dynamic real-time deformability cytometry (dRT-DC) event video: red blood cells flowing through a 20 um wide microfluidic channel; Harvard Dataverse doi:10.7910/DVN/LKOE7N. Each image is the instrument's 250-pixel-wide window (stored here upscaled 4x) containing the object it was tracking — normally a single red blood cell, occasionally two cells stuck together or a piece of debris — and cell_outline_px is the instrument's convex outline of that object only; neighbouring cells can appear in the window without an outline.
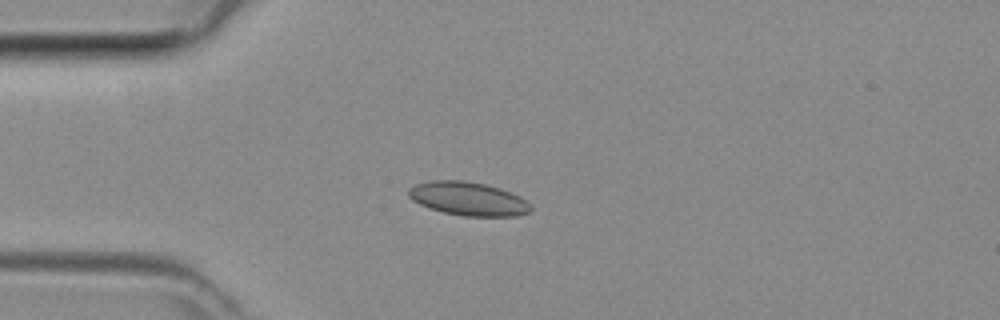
{"species": "common noctule bat (a hibernating species)", "species_latin": "Nyctalus noctula", "temperature_condition": "room temperature", "stored_images_in_passage": 34, "camera_frame_rate_fps": 3000, "um_per_image_px": 0.085, "animal": {"sex": "female", "body_mass_g": 29.2, "forearm_length_mm": 56.3}, "frame": {"image": 1, "passage_image": 1, "time_ms": 0.0, "image_size_px": [1000, 320], "cell_outline_px": [[532, 212], [516, 216], [464, 216], [444, 212], [428, 208], [412, 200], [408, 196], [408, 188], [416, 184], [432, 180], [464, 180], [484, 184], [500, 188], [520, 196], [532, 208]], "centroid_in_image_um": [39.78, 16.89], "position_along_channel_um": 45.2, "area_um2": 23.93}}
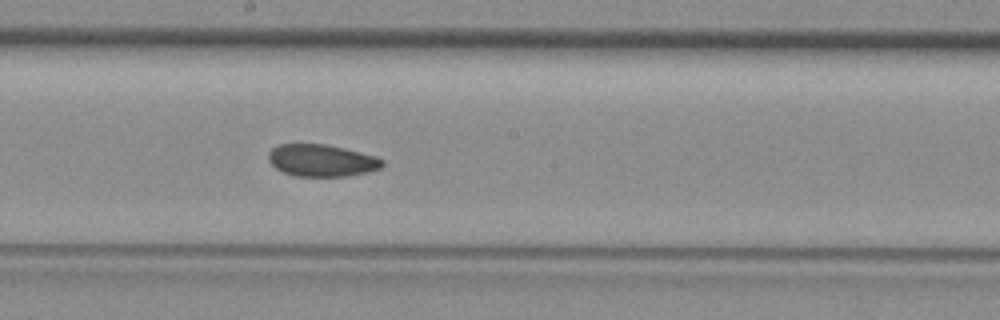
{"frame": {"image": 2, "passage_image": 14, "time_ms": 4.333, "image_size_px": [1000, 320], "cell_outline_px": [[384, 164], [380, 168], [368, 172], [348, 176], [296, 176], [284, 172], [276, 168], [268, 160], [268, 152], [272, 148], [280, 144], [324, 144], [344, 148], [376, 156], [384, 160]], "centroid_in_image_um": [27.35, 13.64], "position_along_channel_um": 220.9, "area_um2": 21.27}}
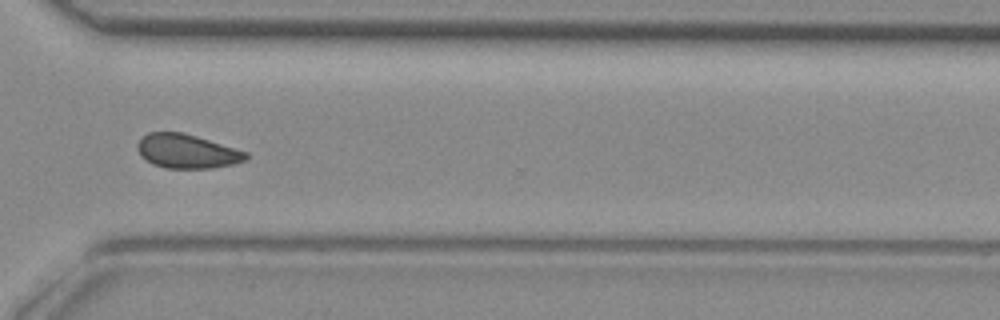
{"frame": {"image": 3, "passage_image": 23, "time_ms": 7.333, "image_size_px": [1000, 320], "cell_outline_px": [[248, 156], [244, 160], [232, 164], [212, 168], [168, 168], [152, 164], [144, 160], [140, 156], [136, 148], [136, 144], [148, 132], [184, 132], [248, 152]], "centroid_in_image_um": [15.85, 12.85], "position_along_channel_um": 354.8, "area_um2": 21.56}}